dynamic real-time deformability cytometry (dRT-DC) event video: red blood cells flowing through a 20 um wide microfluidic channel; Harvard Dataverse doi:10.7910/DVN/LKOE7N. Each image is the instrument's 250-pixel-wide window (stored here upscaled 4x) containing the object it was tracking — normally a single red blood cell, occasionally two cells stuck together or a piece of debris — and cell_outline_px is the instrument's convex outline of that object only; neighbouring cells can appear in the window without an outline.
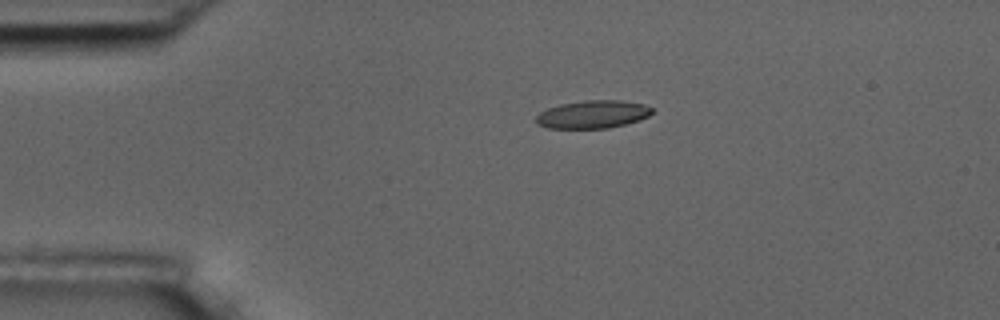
{"species": "common noctule bat (a hibernating species)", "species_latin": "Nyctalus noctula", "temperature_condition": "room temperature", "stored_images_in_passage": 5, "camera_frame_rate_fps": 3000, "um_per_image_px": 0.085, "animal": {"sex": "male", "body_mass_g": 17.5, "forearm_length_mm": 52.3}, "frame": {"image": 1, "passage_image": 2, "time_ms": 1.0, "image_size_px": [1000, 320], "cell_outline_px": [[652, 112], [648, 116], [640, 120], [608, 128], [548, 128], [536, 124], [536, 116], [540, 112], [548, 108], [560, 104], [584, 100], [620, 100], [644, 104], [652, 108]], "centroid_in_image_um": [50.37, 9.72], "position_along_channel_um": 34.6, "area_um2": 18.84}}
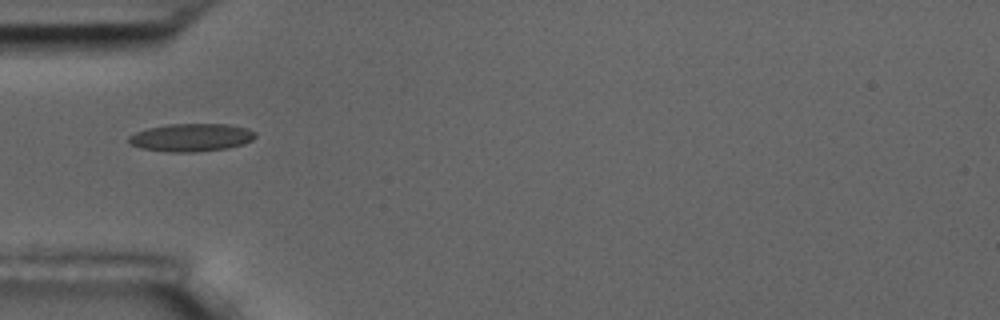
{"frame": {"image": 2, "passage_image": 3, "time_ms": 3.0, "image_size_px": [1000, 320], "cell_outline_px": [[256, 136], [252, 140], [244, 144], [228, 148], [196, 152], [168, 152], [140, 148], [128, 144], [128, 136], [136, 132], [148, 128], [168, 124], [228, 124], [248, 128], [256, 132]], "centroid_in_image_um": [16.25, 11.69], "position_along_channel_um": 68.7, "area_um2": 20.81}}